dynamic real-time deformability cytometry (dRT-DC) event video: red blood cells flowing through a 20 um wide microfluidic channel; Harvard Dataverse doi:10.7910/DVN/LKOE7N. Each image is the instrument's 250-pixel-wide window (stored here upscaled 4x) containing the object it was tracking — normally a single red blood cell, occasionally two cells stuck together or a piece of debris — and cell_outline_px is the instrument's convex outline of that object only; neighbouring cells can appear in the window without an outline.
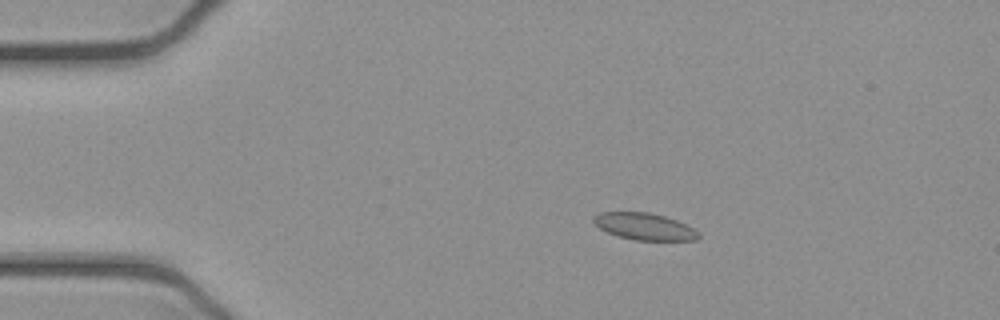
{"species": "common noctule bat (a hibernating species)", "species_latin": "Nyctalus noctula", "temperature_condition": "cold", "stored_images_in_passage": 54, "camera_frame_rate_fps": 3000, "um_per_image_px": 0.085, "animal": {"sex": "female", "body_mass_g": 21.9}, "frame": {"image": 1, "passage_image": 11, "time_ms": 3.333, "image_size_px": [1000, 320], "cell_outline_px": [[700, 236], [696, 240], [632, 240], [616, 236], [600, 228], [592, 220], [592, 216], [600, 212], [648, 212], [664, 216], [676, 220], [700, 232]], "centroid_in_image_um": [54.75, 19.25], "position_along_channel_um": 30.2, "area_um2": 16.42}}
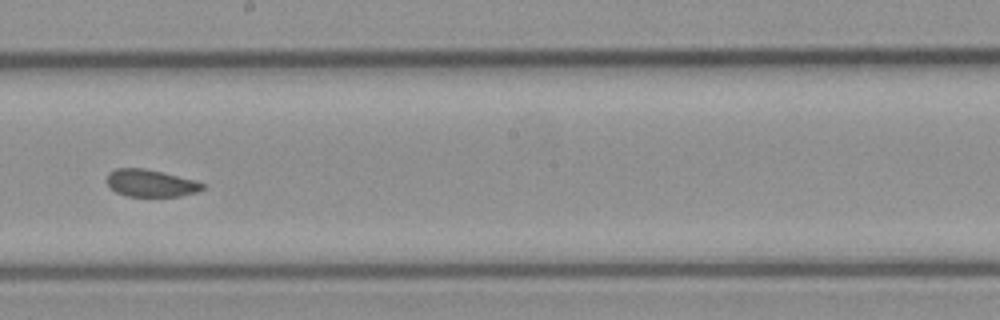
{"frame": {"image": 2, "passage_image": 31, "time_ms": 10.0, "image_size_px": [1000, 320], "cell_outline_px": [[204, 188], [196, 192], [180, 196], [128, 196], [116, 192], [108, 184], [108, 172], [116, 168], [144, 168], [164, 172], [196, 180], [204, 184]], "centroid_in_image_um": [12.83, 15.56], "position_along_channel_um": 235.4, "area_um2": 15.14}}
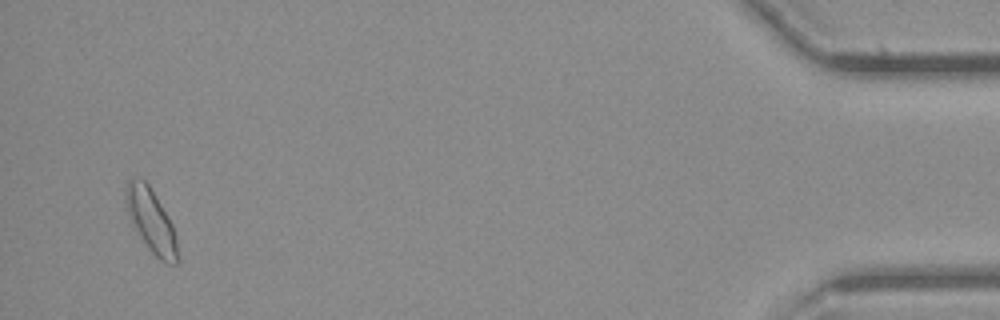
{"frame": {"image": 3, "passage_image": 52, "time_ms": 17.0, "image_size_px": [1000, 320], "cell_outline_px": [[180, 260], [176, 264], [168, 264], [160, 260], [148, 248], [140, 236], [128, 216], [124, 196], [124, 192], [128, 180], [132, 176], [144, 180], [148, 184], [172, 224], [176, 236]], "centroid_in_image_um": [12.84, 18.77], "position_along_channel_um": 422.4, "area_um2": 19.13}, "authors_computed_cell_mechanics": {"area_um2": 16.4152, "velocity_mm_per_s": 3.8754, "shape_relaxation_time_tau1_ms": null, "shape_relaxation_time_tau2_ms": 2.4872, "deformation_change_tau1": null, "deformation_change_tau2": 0.0618}}